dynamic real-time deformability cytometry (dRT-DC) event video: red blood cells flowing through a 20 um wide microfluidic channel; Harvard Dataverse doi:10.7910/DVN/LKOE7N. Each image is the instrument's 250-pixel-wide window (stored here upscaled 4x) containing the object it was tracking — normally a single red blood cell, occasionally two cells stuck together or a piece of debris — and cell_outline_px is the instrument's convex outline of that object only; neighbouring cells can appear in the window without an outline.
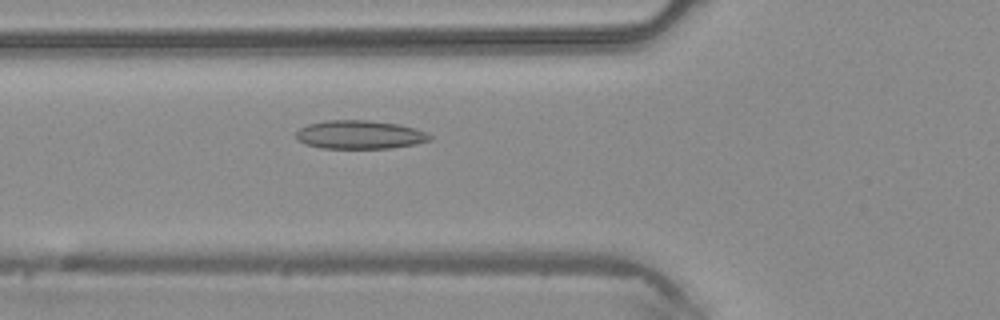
{"species": "common noctule bat (a hibernating species)", "species_latin": "Nyctalus noctula", "temperature_condition": "warm", "stored_images_in_passage": 37, "camera_frame_rate_fps": 3000, "um_per_image_px": 0.085, "animal": {"sex": "male", "body_mass_g": 20.4}, "frame": {"image": 1, "passage_image": 8, "time_ms": 2.333, "image_size_px": [1000, 320], "cell_outline_px": [[432, 140], [416, 144], [392, 148], [324, 148], [304, 144], [296, 136], [296, 132], [300, 128], [308, 124], [324, 120], [368, 120], [400, 124], [424, 132], [432, 136]], "centroid_in_image_um": [30.58, 11.44], "position_along_channel_um": 95.2, "area_um2": 22.2}}
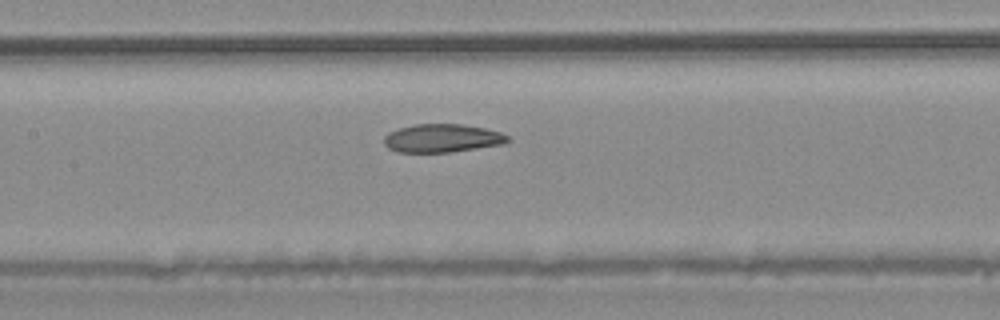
{"frame": {"image": 2, "passage_image": 13, "time_ms": 4.0, "image_size_px": [1000, 320], "cell_outline_px": [[512, 140], [504, 144], [448, 152], [396, 152], [388, 148], [384, 144], [384, 136], [388, 132], [412, 124], [464, 124], [484, 128], [500, 132], [508, 136]], "centroid_in_image_um": [37.58, 11.74], "position_along_channel_um": 169.8, "area_um2": 20.46}}
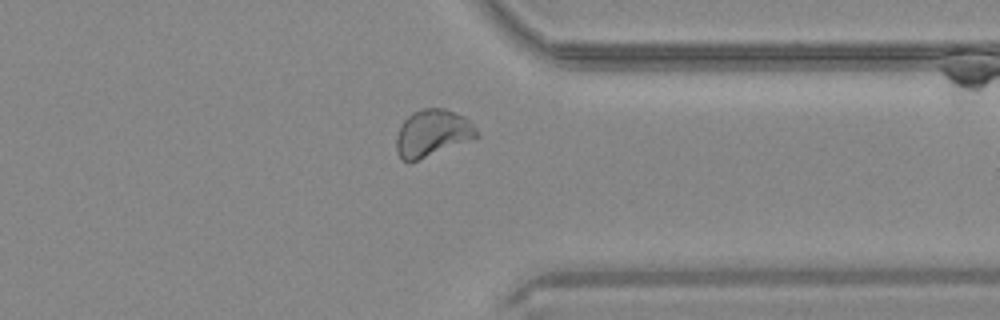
{"frame": {"image": 3, "passage_image": 27, "time_ms": 8.667, "image_size_px": [1000, 320], "cell_outline_px": [[480, 136], [412, 164], [408, 164], [400, 160], [396, 148], [396, 136], [404, 120], [412, 112], [424, 108], [444, 108], [464, 116], [476, 128]], "centroid_in_image_um": [36.72, 11.36], "position_along_channel_um": 374.7, "area_um2": 22.43}}